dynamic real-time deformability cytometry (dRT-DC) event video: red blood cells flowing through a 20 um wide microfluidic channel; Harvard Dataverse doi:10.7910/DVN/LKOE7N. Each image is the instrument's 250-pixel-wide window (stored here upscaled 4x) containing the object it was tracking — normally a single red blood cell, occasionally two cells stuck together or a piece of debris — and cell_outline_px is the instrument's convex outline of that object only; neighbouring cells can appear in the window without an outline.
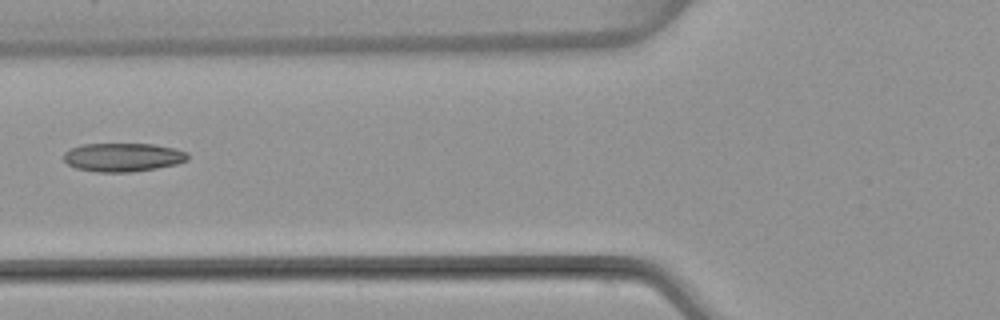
{"species": "common noctule bat (a hibernating species)", "species_latin": "Nyctalus noctula", "temperature_condition": "warm", "stored_images_in_passage": 6, "camera_frame_rate_fps": 3000, "um_per_image_px": 0.085, "animal": {"sex": "female", "body_mass_g": 22.7, "forearm_length_mm": 54.2}, "frame": {"image": 1, "passage_image": 6, "time_ms": 6.667, "image_size_px": [1000, 320], "cell_outline_px": [[188, 160], [176, 164], [156, 168], [132, 172], [96, 172], [76, 168], [68, 164], [64, 160], [64, 152], [72, 148], [84, 144], [152, 144], [176, 148], [188, 152]], "centroid_in_image_um": [10.47, 13.37], "position_along_channel_um": 115.3, "area_um2": 20.69}}